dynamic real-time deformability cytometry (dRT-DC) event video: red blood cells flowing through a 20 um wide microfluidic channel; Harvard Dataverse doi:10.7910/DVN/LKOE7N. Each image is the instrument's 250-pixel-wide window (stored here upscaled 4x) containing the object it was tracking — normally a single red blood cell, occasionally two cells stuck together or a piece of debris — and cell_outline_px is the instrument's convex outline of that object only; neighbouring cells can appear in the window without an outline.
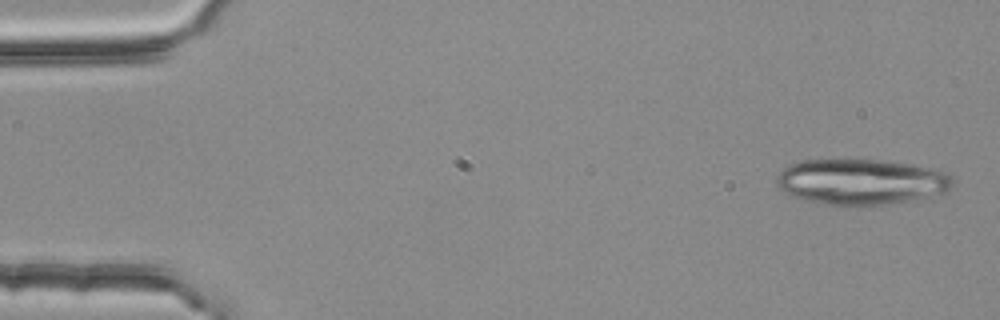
{"species": "common noctule bat (a hibernating species)", "species_latin": "Nyctalus noctula", "temperature_condition": "room temperature", "stored_images_in_passage": 5, "camera_frame_rate_fps": 3000, "um_per_image_px": 0.085, "animal": {"sex": "female", "body_mass_g": 25.1}, "frame": {"image": 1, "passage_image": 1, "time_ms": 0.0, "image_size_px": [1000, 320], "cell_outline_px": [[956, 184], [948, 192], [916, 200], [888, 204], [844, 208], [804, 200], [792, 196], [784, 192], [776, 184], [776, 176], [788, 164], [800, 160], [876, 160], [912, 164], [932, 168], [944, 172], [952, 176]], "centroid_in_image_um": [73.22, 15.48], "position_along_channel_um": 11.8, "area_um2": 47.97}}